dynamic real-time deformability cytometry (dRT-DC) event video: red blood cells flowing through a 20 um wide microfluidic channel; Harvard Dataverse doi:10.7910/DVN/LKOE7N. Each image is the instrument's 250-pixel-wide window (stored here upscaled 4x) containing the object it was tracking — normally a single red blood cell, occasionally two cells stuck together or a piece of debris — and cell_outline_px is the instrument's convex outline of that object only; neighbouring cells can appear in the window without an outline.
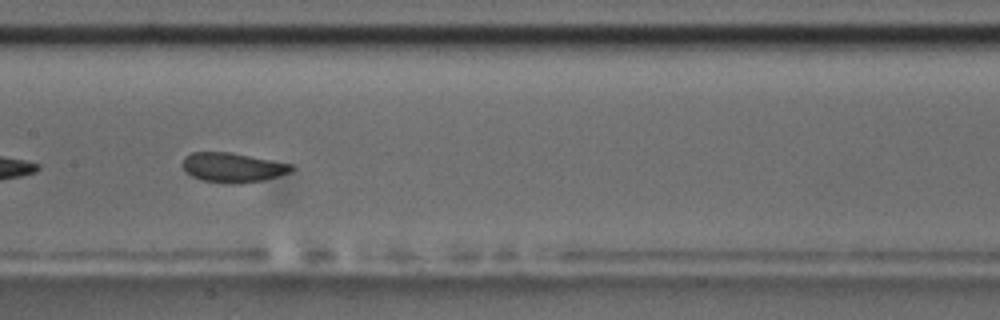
{"species": "common noctule bat (a hibernating species)", "species_latin": "Nyctalus noctula", "temperature_condition": "room temperature", "stored_images_in_passage": 9, "camera_frame_rate_fps": 3000, "um_per_image_px": 0.085, "animal": {"sex": "male", "body_mass_g": 17.5, "forearm_length_mm": 52.3}, "frame": {"image": 1, "passage_image": 8, "time_ms": 8.0, "image_size_px": [1000, 320], "cell_outline_px": [[292, 168], [288, 172], [276, 176], [260, 180], [240, 184], [228, 184], [200, 180], [184, 172], [184, 156], [192, 152], [232, 152], [292, 164]], "centroid_in_image_um": [19.72, 14.23], "position_along_channel_um": 187.7, "area_um2": 18.67}}